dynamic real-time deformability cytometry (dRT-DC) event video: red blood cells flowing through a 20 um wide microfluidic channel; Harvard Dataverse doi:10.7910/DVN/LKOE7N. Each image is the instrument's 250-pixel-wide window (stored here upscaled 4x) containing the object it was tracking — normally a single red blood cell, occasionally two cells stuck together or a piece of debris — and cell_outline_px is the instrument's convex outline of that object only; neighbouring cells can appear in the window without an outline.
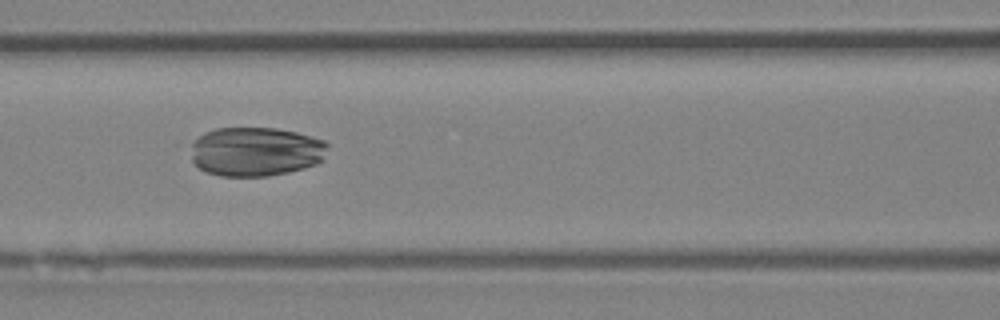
{"species": "Egyptian fruit bat (a non-hibernating species)", "species_latin": "Rousettus aegyptiacus", "temperature_condition": "room temperature", "stored_images_in_passage": 4, "camera_frame_rate_fps": 3000, "um_per_image_px": 0.085, "animal": {"sex": "female"}, "frame": {"image": 1, "passage_image": 4, "time_ms": 3.667, "image_size_px": [1000, 320], "cell_outline_px": [[328, 144], [320, 160], [316, 164], [304, 168], [288, 172], [268, 176], [220, 176], [208, 172], [200, 168], [192, 160], [188, 144], [204, 132], [216, 128], [276, 128], [296, 132], [324, 140]], "centroid_in_image_um": [21.67, 12.87], "position_along_channel_um": 144.9, "area_um2": 39.36}}